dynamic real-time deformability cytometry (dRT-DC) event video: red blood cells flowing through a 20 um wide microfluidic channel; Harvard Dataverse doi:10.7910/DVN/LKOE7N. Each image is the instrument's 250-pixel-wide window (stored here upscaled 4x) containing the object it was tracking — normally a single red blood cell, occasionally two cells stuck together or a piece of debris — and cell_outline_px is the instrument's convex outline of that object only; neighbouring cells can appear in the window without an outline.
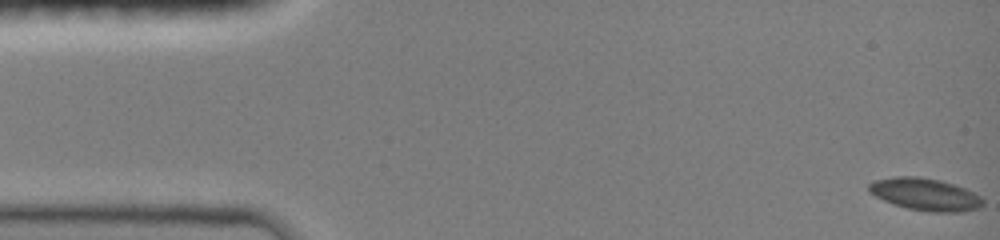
{"species": "common noctule bat (a hibernating species)", "species_latin": "Nyctalus noctula", "temperature_condition": "room temperature", "stored_images_in_passage": 13, "camera_frame_rate_fps": 3000, "um_per_image_px": 0.085, "animal": {"sex": "female", "body_mass_g": 19.0, "forearm_length_mm": 51.5}, "frame": {"image": 1, "passage_image": 1, "time_ms": 0.0, "image_size_px": [1000, 240], "cell_outline_px": [[984, 204], [980, 208], [960, 212], [928, 212], [908, 208], [892, 204], [868, 192], [868, 184], [876, 180], [896, 176], [920, 176], [940, 180], [964, 188], [980, 196], [984, 200]], "centroid_in_image_um": [78.64, 16.52], "position_along_channel_um": 6.4, "area_um2": 21.5}}